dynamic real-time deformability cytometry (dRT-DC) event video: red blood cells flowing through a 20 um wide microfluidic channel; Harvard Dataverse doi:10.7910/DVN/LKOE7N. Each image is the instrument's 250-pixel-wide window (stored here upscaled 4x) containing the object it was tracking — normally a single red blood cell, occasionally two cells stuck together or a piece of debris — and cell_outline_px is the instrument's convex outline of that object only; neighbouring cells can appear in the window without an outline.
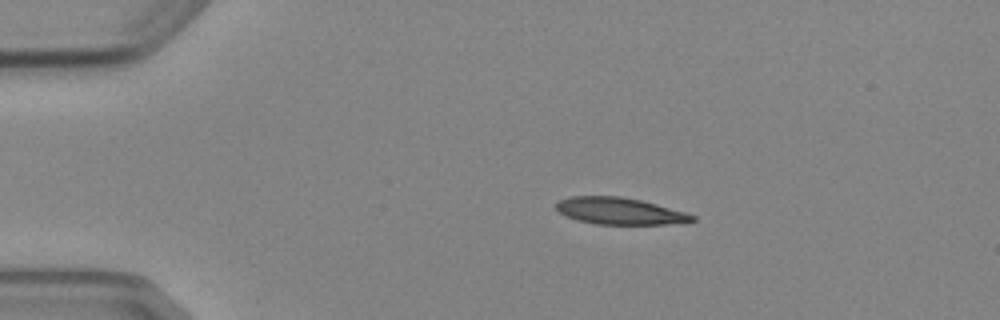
{"species": "Egyptian fruit bat (a non-hibernating species)", "species_latin": "Rousettus aegyptiacus", "temperature_condition": "cold", "stored_images_in_passage": 4, "camera_frame_rate_fps": 3000, "um_per_image_px": 0.085, "animal": {"sex": "female"}, "frame": {"image": 1, "passage_image": 2, "time_ms": 1.0, "image_size_px": [1000, 320], "cell_outline_px": [[696, 220], [668, 224], [596, 224], [576, 220], [560, 212], [556, 208], [556, 204], [560, 200], [568, 196], [620, 196], [640, 200], [656, 204], [684, 212], [696, 216]], "centroid_in_image_um": [52.65, 17.93], "position_along_channel_um": 32.4, "area_um2": 21.04}}
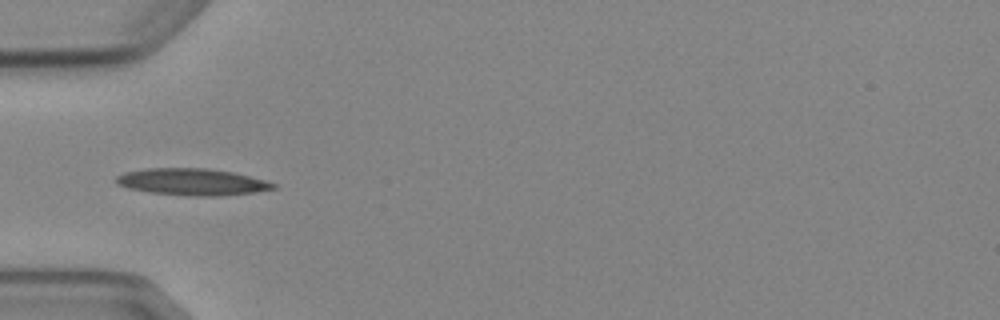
{"frame": {"image": 2, "passage_image": 4, "time_ms": 3.333, "image_size_px": [1000, 320], "cell_outline_px": [[276, 188], [256, 192], [216, 196], [196, 196], [148, 192], [128, 188], [116, 184], [116, 176], [124, 172], [148, 168], [208, 168], [232, 172], [264, 180], [276, 184]], "centroid_in_image_um": [16.3, 15.46], "position_along_channel_um": 68.7, "area_um2": 24.39}}